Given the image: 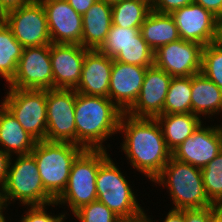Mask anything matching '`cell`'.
Here are the masks:
<instances>
[{
  "instance_id": "obj_1",
  "label": "cell",
  "mask_w": 222,
  "mask_h": 222,
  "mask_svg": "<svg viewBox=\"0 0 222 222\" xmlns=\"http://www.w3.org/2000/svg\"><path fill=\"white\" fill-rule=\"evenodd\" d=\"M118 131L125 133L122 149L131 165L150 180L156 179L172 156L156 118H135L123 113Z\"/></svg>"
},
{
  "instance_id": "obj_2",
  "label": "cell",
  "mask_w": 222,
  "mask_h": 222,
  "mask_svg": "<svg viewBox=\"0 0 222 222\" xmlns=\"http://www.w3.org/2000/svg\"><path fill=\"white\" fill-rule=\"evenodd\" d=\"M123 113L109 97L76 92V144L84 149H104L102 142L118 131Z\"/></svg>"
},
{
  "instance_id": "obj_3",
  "label": "cell",
  "mask_w": 222,
  "mask_h": 222,
  "mask_svg": "<svg viewBox=\"0 0 222 222\" xmlns=\"http://www.w3.org/2000/svg\"><path fill=\"white\" fill-rule=\"evenodd\" d=\"M83 150L78 144L42 140L31 151L44 189L55 200L65 190L73 161Z\"/></svg>"
},
{
  "instance_id": "obj_4",
  "label": "cell",
  "mask_w": 222,
  "mask_h": 222,
  "mask_svg": "<svg viewBox=\"0 0 222 222\" xmlns=\"http://www.w3.org/2000/svg\"><path fill=\"white\" fill-rule=\"evenodd\" d=\"M153 182L168 187L173 209H202L214 205L206 195L201 169L172 156Z\"/></svg>"
},
{
  "instance_id": "obj_5",
  "label": "cell",
  "mask_w": 222,
  "mask_h": 222,
  "mask_svg": "<svg viewBox=\"0 0 222 222\" xmlns=\"http://www.w3.org/2000/svg\"><path fill=\"white\" fill-rule=\"evenodd\" d=\"M1 201L20 200L26 205H55V199L44 189L34 156L19 155L14 165H9L7 179L0 187Z\"/></svg>"
},
{
  "instance_id": "obj_6",
  "label": "cell",
  "mask_w": 222,
  "mask_h": 222,
  "mask_svg": "<svg viewBox=\"0 0 222 222\" xmlns=\"http://www.w3.org/2000/svg\"><path fill=\"white\" fill-rule=\"evenodd\" d=\"M108 156L105 149H84L73 161L67 186L55 200L56 205L68 203L74 213L83 205L97 200V172Z\"/></svg>"
},
{
  "instance_id": "obj_7",
  "label": "cell",
  "mask_w": 222,
  "mask_h": 222,
  "mask_svg": "<svg viewBox=\"0 0 222 222\" xmlns=\"http://www.w3.org/2000/svg\"><path fill=\"white\" fill-rule=\"evenodd\" d=\"M97 200L118 217H129L141 210L121 171L108 156L99 166L96 178Z\"/></svg>"
},
{
  "instance_id": "obj_8",
  "label": "cell",
  "mask_w": 222,
  "mask_h": 222,
  "mask_svg": "<svg viewBox=\"0 0 222 222\" xmlns=\"http://www.w3.org/2000/svg\"><path fill=\"white\" fill-rule=\"evenodd\" d=\"M1 103L32 137L46 140V90L10 88Z\"/></svg>"
},
{
  "instance_id": "obj_9",
  "label": "cell",
  "mask_w": 222,
  "mask_h": 222,
  "mask_svg": "<svg viewBox=\"0 0 222 222\" xmlns=\"http://www.w3.org/2000/svg\"><path fill=\"white\" fill-rule=\"evenodd\" d=\"M75 98L74 89L46 90L47 141L76 144Z\"/></svg>"
},
{
  "instance_id": "obj_10",
  "label": "cell",
  "mask_w": 222,
  "mask_h": 222,
  "mask_svg": "<svg viewBox=\"0 0 222 222\" xmlns=\"http://www.w3.org/2000/svg\"><path fill=\"white\" fill-rule=\"evenodd\" d=\"M23 48L50 45L51 37L42 4L30 1L1 18Z\"/></svg>"
},
{
  "instance_id": "obj_11",
  "label": "cell",
  "mask_w": 222,
  "mask_h": 222,
  "mask_svg": "<svg viewBox=\"0 0 222 222\" xmlns=\"http://www.w3.org/2000/svg\"><path fill=\"white\" fill-rule=\"evenodd\" d=\"M9 85L16 89H53L50 45L23 48L16 73Z\"/></svg>"
},
{
  "instance_id": "obj_12",
  "label": "cell",
  "mask_w": 222,
  "mask_h": 222,
  "mask_svg": "<svg viewBox=\"0 0 222 222\" xmlns=\"http://www.w3.org/2000/svg\"><path fill=\"white\" fill-rule=\"evenodd\" d=\"M180 38L206 46L220 40L221 21L201 5L191 3L174 10Z\"/></svg>"
},
{
  "instance_id": "obj_13",
  "label": "cell",
  "mask_w": 222,
  "mask_h": 222,
  "mask_svg": "<svg viewBox=\"0 0 222 222\" xmlns=\"http://www.w3.org/2000/svg\"><path fill=\"white\" fill-rule=\"evenodd\" d=\"M203 47L180 38L154 52V65L172 77H190L201 72Z\"/></svg>"
},
{
  "instance_id": "obj_14",
  "label": "cell",
  "mask_w": 222,
  "mask_h": 222,
  "mask_svg": "<svg viewBox=\"0 0 222 222\" xmlns=\"http://www.w3.org/2000/svg\"><path fill=\"white\" fill-rule=\"evenodd\" d=\"M222 151V127H202L189 136L174 151L172 157L196 168H204Z\"/></svg>"
},
{
  "instance_id": "obj_15",
  "label": "cell",
  "mask_w": 222,
  "mask_h": 222,
  "mask_svg": "<svg viewBox=\"0 0 222 222\" xmlns=\"http://www.w3.org/2000/svg\"><path fill=\"white\" fill-rule=\"evenodd\" d=\"M171 79L172 76L155 65L147 67L140 93L125 113L135 118H156L163 114Z\"/></svg>"
},
{
  "instance_id": "obj_16",
  "label": "cell",
  "mask_w": 222,
  "mask_h": 222,
  "mask_svg": "<svg viewBox=\"0 0 222 222\" xmlns=\"http://www.w3.org/2000/svg\"><path fill=\"white\" fill-rule=\"evenodd\" d=\"M54 44H78L82 46V15L67 0H51L42 4Z\"/></svg>"
},
{
  "instance_id": "obj_17",
  "label": "cell",
  "mask_w": 222,
  "mask_h": 222,
  "mask_svg": "<svg viewBox=\"0 0 222 222\" xmlns=\"http://www.w3.org/2000/svg\"><path fill=\"white\" fill-rule=\"evenodd\" d=\"M88 50L78 44H50L53 89H75L77 87Z\"/></svg>"
},
{
  "instance_id": "obj_18",
  "label": "cell",
  "mask_w": 222,
  "mask_h": 222,
  "mask_svg": "<svg viewBox=\"0 0 222 222\" xmlns=\"http://www.w3.org/2000/svg\"><path fill=\"white\" fill-rule=\"evenodd\" d=\"M147 67L113 60L109 98L125 113L136 101Z\"/></svg>"
},
{
  "instance_id": "obj_19",
  "label": "cell",
  "mask_w": 222,
  "mask_h": 222,
  "mask_svg": "<svg viewBox=\"0 0 222 222\" xmlns=\"http://www.w3.org/2000/svg\"><path fill=\"white\" fill-rule=\"evenodd\" d=\"M113 59L99 50L89 49L82 65L81 79L74 89L89 96L109 97Z\"/></svg>"
},
{
  "instance_id": "obj_20",
  "label": "cell",
  "mask_w": 222,
  "mask_h": 222,
  "mask_svg": "<svg viewBox=\"0 0 222 222\" xmlns=\"http://www.w3.org/2000/svg\"><path fill=\"white\" fill-rule=\"evenodd\" d=\"M82 46L98 50L105 42L112 25V5L97 0L83 15Z\"/></svg>"
},
{
  "instance_id": "obj_21",
  "label": "cell",
  "mask_w": 222,
  "mask_h": 222,
  "mask_svg": "<svg viewBox=\"0 0 222 222\" xmlns=\"http://www.w3.org/2000/svg\"><path fill=\"white\" fill-rule=\"evenodd\" d=\"M37 140L19 124L11 112L1 103L0 106V145L5 153L30 154Z\"/></svg>"
},
{
  "instance_id": "obj_22",
  "label": "cell",
  "mask_w": 222,
  "mask_h": 222,
  "mask_svg": "<svg viewBox=\"0 0 222 222\" xmlns=\"http://www.w3.org/2000/svg\"><path fill=\"white\" fill-rule=\"evenodd\" d=\"M148 46L155 52L159 47L180 39L173 16L151 10L140 27Z\"/></svg>"
},
{
  "instance_id": "obj_23",
  "label": "cell",
  "mask_w": 222,
  "mask_h": 222,
  "mask_svg": "<svg viewBox=\"0 0 222 222\" xmlns=\"http://www.w3.org/2000/svg\"><path fill=\"white\" fill-rule=\"evenodd\" d=\"M191 112L194 115H213L222 111V89L203 73L191 76Z\"/></svg>"
},
{
  "instance_id": "obj_24",
  "label": "cell",
  "mask_w": 222,
  "mask_h": 222,
  "mask_svg": "<svg viewBox=\"0 0 222 222\" xmlns=\"http://www.w3.org/2000/svg\"><path fill=\"white\" fill-rule=\"evenodd\" d=\"M160 124L167 148L172 152L191 136L201 125L200 116L192 112L161 114L156 117Z\"/></svg>"
},
{
  "instance_id": "obj_25",
  "label": "cell",
  "mask_w": 222,
  "mask_h": 222,
  "mask_svg": "<svg viewBox=\"0 0 222 222\" xmlns=\"http://www.w3.org/2000/svg\"><path fill=\"white\" fill-rule=\"evenodd\" d=\"M111 5L112 24L122 28H140L152 10L151 0H121Z\"/></svg>"
},
{
  "instance_id": "obj_26",
  "label": "cell",
  "mask_w": 222,
  "mask_h": 222,
  "mask_svg": "<svg viewBox=\"0 0 222 222\" xmlns=\"http://www.w3.org/2000/svg\"><path fill=\"white\" fill-rule=\"evenodd\" d=\"M23 47L0 18V76L10 82L17 70Z\"/></svg>"
},
{
  "instance_id": "obj_27",
  "label": "cell",
  "mask_w": 222,
  "mask_h": 222,
  "mask_svg": "<svg viewBox=\"0 0 222 222\" xmlns=\"http://www.w3.org/2000/svg\"><path fill=\"white\" fill-rule=\"evenodd\" d=\"M191 76L172 77L163 105V114L191 112Z\"/></svg>"
},
{
  "instance_id": "obj_28",
  "label": "cell",
  "mask_w": 222,
  "mask_h": 222,
  "mask_svg": "<svg viewBox=\"0 0 222 222\" xmlns=\"http://www.w3.org/2000/svg\"><path fill=\"white\" fill-rule=\"evenodd\" d=\"M113 60L130 65L150 67L154 65V52L140 33L136 40L126 45Z\"/></svg>"
},
{
  "instance_id": "obj_29",
  "label": "cell",
  "mask_w": 222,
  "mask_h": 222,
  "mask_svg": "<svg viewBox=\"0 0 222 222\" xmlns=\"http://www.w3.org/2000/svg\"><path fill=\"white\" fill-rule=\"evenodd\" d=\"M201 172L208 199L219 206L222 203V151Z\"/></svg>"
},
{
  "instance_id": "obj_30",
  "label": "cell",
  "mask_w": 222,
  "mask_h": 222,
  "mask_svg": "<svg viewBox=\"0 0 222 222\" xmlns=\"http://www.w3.org/2000/svg\"><path fill=\"white\" fill-rule=\"evenodd\" d=\"M140 33V28H122L112 24L105 42L98 50L114 59Z\"/></svg>"
},
{
  "instance_id": "obj_31",
  "label": "cell",
  "mask_w": 222,
  "mask_h": 222,
  "mask_svg": "<svg viewBox=\"0 0 222 222\" xmlns=\"http://www.w3.org/2000/svg\"><path fill=\"white\" fill-rule=\"evenodd\" d=\"M207 78L222 89V41L210 43L203 47L202 51V68Z\"/></svg>"
},
{
  "instance_id": "obj_32",
  "label": "cell",
  "mask_w": 222,
  "mask_h": 222,
  "mask_svg": "<svg viewBox=\"0 0 222 222\" xmlns=\"http://www.w3.org/2000/svg\"><path fill=\"white\" fill-rule=\"evenodd\" d=\"M74 215L81 222H116L118 216L102 202L95 200L83 205Z\"/></svg>"
},
{
  "instance_id": "obj_33",
  "label": "cell",
  "mask_w": 222,
  "mask_h": 222,
  "mask_svg": "<svg viewBox=\"0 0 222 222\" xmlns=\"http://www.w3.org/2000/svg\"><path fill=\"white\" fill-rule=\"evenodd\" d=\"M46 205H33L20 222H63L65 214L52 216L47 214Z\"/></svg>"
},
{
  "instance_id": "obj_34",
  "label": "cell",
  "mask_w": 222,
  "mask_h": 222,
  "mask_svg": "<svg viewBox=\"0 0 222 222\" xmlns=\"http://www.w3.org/2000/svg\"><path fill=\"white\" fill-rule=\"evenodd\" d=\"M194 3V0H151L152 10L171 14L174 10Z\"/></svg>"
},
{
  "instance_id": "obj_35",
  "label": "cell",
  "mask_w": 222,
  "mask_h": 222,
  "mask_svg": "<svg viewBox=\"0 0 222 222\" xmlns=\"http://www.w3.org/2000/svg\"><path fill=\"white\" fill-rule=\"evenodd\" d=\"M185 222H211V206L202 209H184Z\"/></svg>"
},
{
  "instance_id": "obj_36",
  "label": "cell",
  "mask_w": 222,
  "mask_h": 222,
  "mask_svg": "<svg viewBox=\"0 0 222 222\" xmlns=\"http://www.w3.org/2000/svg\"><path fill=\"white\" fill-rule=\"evenodd\" d=\"M194 3L201 5L222 21V0H194Z\"/></svg>"
},
{
  "instance_id": "obj_37",
  "label": "cell",
  "mask_w": 222,
  "mask_h": 222,
  "mask_svg": "<svg viewBox=\"0 0 222 222\" xmlns=\"http://www.w3.org/2000/svg\"><path fill=\"white\" fill-rule=\"evenodd\" d=\"M31 0H0V18L6 13L26 5Z\"/></svg>"
},
{
  "instance_id": "obj_38",
  "label": "cell",
  "mask_w": 222,
  "mask_h": 222,
  "mask_svg": "<svg viewBox=\"0 0 222 222\" xmlns=\"http://www.w3.org/2000/svg\"><path fill=\"white\" fill-rule=\"evenodd\" d=\"M11 156L0 149V187L5 183L9 165L12 164Z\"/></svg>"
},
{
  "instance_id": "obj_39",
  "label": "cell",
  "mask_w": 222,
  "mask_h": 222,
  "mask_svg": "<svg viewBox=\"0 0 222 222\" xmlns=\"http://www.w3.org/2000/svg\"><path fill=\"white\" fill-rule=\"evenodd\" d=\"M97 0H67L77 13L83 15Z\"/></svg>"
},
{
  "instance_id": "obj_40",
  "label": "cell",
  "mask_w": 222,
  "mask_h": 222,
  "mask_svg": "<svg viewBox=\"0 0 222 222\" xmlns=\"http://www.w3.org/2000/svg\"><path fill=\"white\" fill-rule=\"evenodd\" d=\"M116 222H152L149 218H147L146 214L143 210L139 213L129 216V217H119Z\"/></svg>"
},
{
  "instance_id": "obj_41",
  "label": "cell",
  "mask_w": 222,
  "mask_h": 222,
  "mask_svg": "<svg viewBox=\"0 0 222 222\" xmlns=\"http://www.w3.org/2000/svg\"><path fill=\"white\" fill-rule=\"evenodd\" d=\"M163 222H185L184 209H172L168 212L166 219Z\"/></svg>"
},
{
  "instance_id": "obj_42",
  "label": "cell",
  "mask_w": 222,
  "mask_h": 222,
  "mask_svg": "<svg viewBox=\"0 0 222 222\" xmlns=\"http://www.w3.org/2000/svg\"><path fill=\"white\" fill-rule=\"evenodd\" d=\"M211 222H222V206H211Z\"/></svg>"
},
{
  "instance_id": "obj_43",
  "label": "cell",
  "mask_w": 222,
  "mask_h": 222,
  "mask_svg": "<svg viewBox=\"0 0 222 222\" xmlns=\"http://www.w3.org/2000/svg\"><path fill=\"white\" fill-rule=\"evenodd\" d=\"M3 208L4 209H6V205L2 202L1 204H0V222H6V219H5V217H4V215H3Z\"/></svg>"
},
{
  "instance_id": "obj_44",
  "label": "cell",
  "mask_w": 222,
  "mask_h": 222,
  "mask_svg": "<svg viewBox=\"0 0 222 222\" xmlns=\"http://www.w3.org/2000/svg\"><path fill=\"white\" fill-rule=\"evenodd\" d=\"M31 1H34V2H37V3H40V4H44L48 1H51V0H31Z\"/></svg>"
},
{
  "instance_id": "obj_45",
  "label": "cell",
  "mask_w": 222,
  "mask_h": 222,
  "mask_svg": "<svg viewBox=\"0 0 222 222\" xmlns=\"http://www.w3.org/2000/svg\"><path fill=\"white\" fill-rule=\"evenodd\" d=\"M105 1L112 4V3H115V2L121 1V0H105Z\"/></svg>"
},
{
  "instance_id": "obj_46",
  "label": "cell",
  "mask_w": 222,
  "mask_h": 222,
  "mask_svg": "<svg viewBox=\"0 0 222 222\" xmlns=\"http://www.w3.org/2000/svg\"><path fill=\"white\" fill-rule=\"evenodd\" d=\"M220 40L222 41V21H221V27H220Z\"/></svg>"
}]
</instances>
